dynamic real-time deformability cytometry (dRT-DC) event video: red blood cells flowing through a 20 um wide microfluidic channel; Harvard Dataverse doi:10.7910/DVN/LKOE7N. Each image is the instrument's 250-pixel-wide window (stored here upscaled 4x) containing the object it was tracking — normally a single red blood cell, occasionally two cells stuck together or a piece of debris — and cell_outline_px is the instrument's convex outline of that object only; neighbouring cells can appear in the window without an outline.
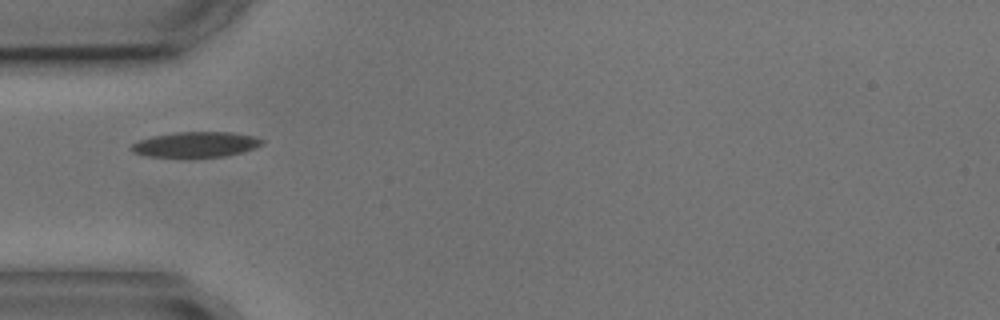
{"species": "common noctule bat (a hibernating species)", "species_latin": "Nyctalus noctula", "temperature_condition": "cold", "stored_images_in_passage": 2, "camera_frame_rate_fps": 3000, "um_per_image_px": 0.085, "animal": {"sex": "male", "body_mass_g": 17.9, "forearm_length_mm": 54.2}, "frame": {"image": 1, "passage_image": 1, "time_ms": 0.0, "image_size_px": [1000, 320], "cell_outline_px": [[264, 144], [256, 148], [244, 152], [224, 156], [144, 156], [132, 152], [128, 148], [132, 144], [140, 140], [152, 136], [176, 132], [232, 132], [252, 136], [264, 140]], "centroid_in_image_um": [16.65, 12.27], "position_along_channel_um": 68.3, "area_um2": 19.19}}